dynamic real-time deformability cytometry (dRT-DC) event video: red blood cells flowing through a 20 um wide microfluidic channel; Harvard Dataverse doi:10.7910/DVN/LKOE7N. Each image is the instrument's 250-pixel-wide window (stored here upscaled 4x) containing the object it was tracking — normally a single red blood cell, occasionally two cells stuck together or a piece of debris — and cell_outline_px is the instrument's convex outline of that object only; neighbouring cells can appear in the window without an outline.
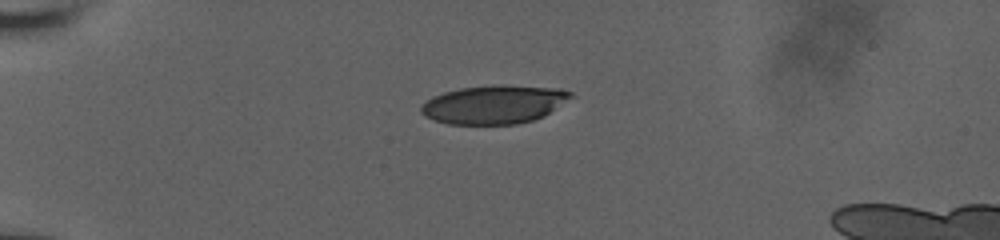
{"species": "human", "species_latin": "Homo sapiens", "temperature_condition": "room temperature", "stored_images_in_passage": 34, "camera_frame_rate_fps": 3000, "um_per_image_px": 0.085, "donor": {"sex": "male"}, "frame": {"image": 1, "passage_image": 1, "time_ms": 0.0, "image_size_px": [1000, 240], "cell_outline_px": [[572, 96], [544, 116], [532, 120], [516, 124], [448, 124], [424, 116], [420, 112], [420, 108], [432, 96], [444, 92], [460, 88], [496, 84], [504, 84], [560, 88], [572, 92]], "centroid_in_image_um": [41.99, 8.86], "position_along_channel_um": 43.0, "area_um2": 33.58}}
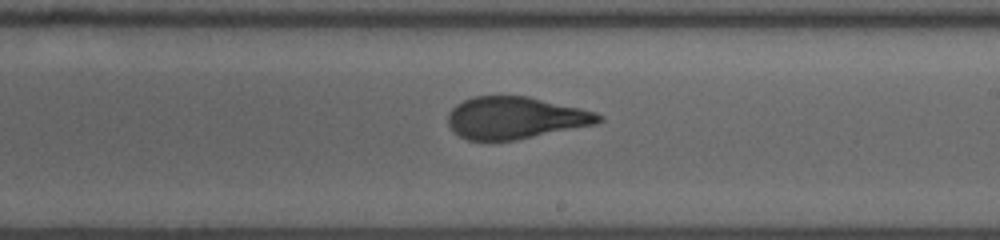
{"frame": {"image": 2, "passage_image": 20, "time_ms": 6.333, "image_size_px": [1000, 240], "cell_outline_px": [[604, 120], [596, 124], [516, 140], [492, 144], [468, 140], [452, 132], [448, 124], [448, 112], [456, 104], [472, 96], [528, 96], [580, 108], [596, 112], [604, 116]], "centroid_in_image_um": [43.76, 10.05], "position_along_channel_um": 245.2, "area_um2": 37.74}}
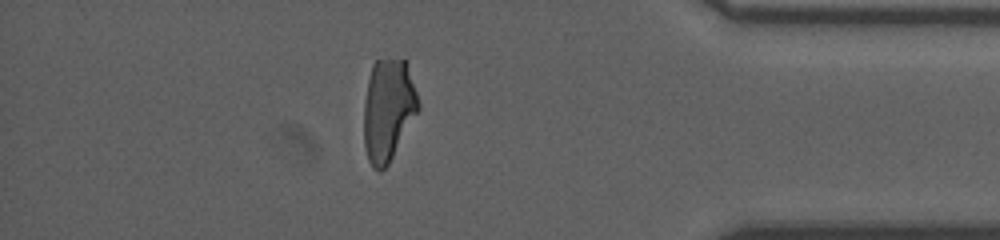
{"frame": {"image": 3, "passage_image": 34, "time_ms": 11.0, "image_size_px": [1000, 240], "cell_outline_px": [[420, 108], [388, 164], [380, 172], [372, 168], [368, 160], [364, 144], [364, 100], [368, 80], [372, 64], [376, 60], [404, 60], [416, 92], [420, 104]], "centroid_in_image_um": [32.96, 9.37], "position_along_channel_um": 402.2, "area_um2": 32.08}, "authors_computed_cell_mechanics": {"area_um2": 37.3966, "velocity_mm_per_s": 3.9563, "shape_relaxation_time_tau1_ms": 6.2088, "shape_relaxation_time_tau2_ms": 0.8447, "deformation_change_tau1": 0.2324, "deformation_change_tau2": 0.0791}}